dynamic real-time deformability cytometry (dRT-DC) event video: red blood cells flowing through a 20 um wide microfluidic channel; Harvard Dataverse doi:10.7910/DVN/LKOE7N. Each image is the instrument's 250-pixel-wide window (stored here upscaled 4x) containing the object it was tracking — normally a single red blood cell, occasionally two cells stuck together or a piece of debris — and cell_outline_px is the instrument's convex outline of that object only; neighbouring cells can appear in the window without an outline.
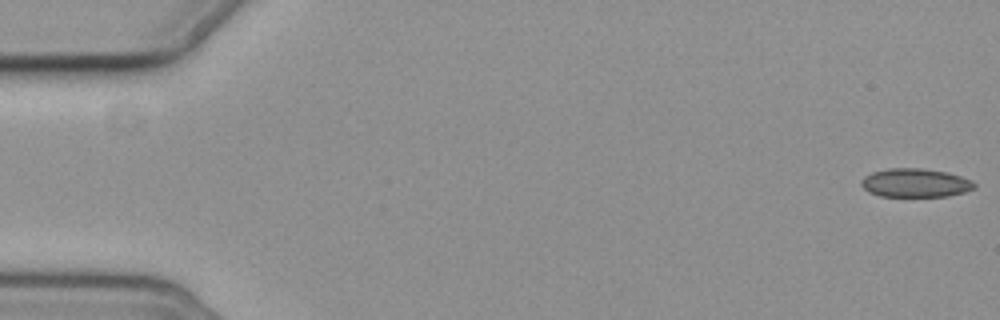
{"species": "common noctule bat (a hibernating species)", "species_latin": "Nyctalus noctula", "temperature_condition": "cold", "stored_images_in_passage": 5, "camera_frame_rate_fps": 3000, "um_per_image_px": 0.085, "animal": {"sex": "female", "body_mass_g": 19.3, "forearm_length_mm": 54.1}, "frame": {"image": 1, "passage_image": 1, "time_ms": 0.0, "image_size_px": [1000, 320], "cell_outline_px": [[976, 188], [964, 192], [948, 196], [880, 196], [868, 192], [860, 184], [860, 180], [864, 176], [872, 172], [888, 168], [920, 168], [944, 172], [960, 176], [972, 180], [976, 184]], "centroid_in_image_um": [77.78, 15.54], "position_along_channel_um": 7.2, "area_um2": 18.9}}